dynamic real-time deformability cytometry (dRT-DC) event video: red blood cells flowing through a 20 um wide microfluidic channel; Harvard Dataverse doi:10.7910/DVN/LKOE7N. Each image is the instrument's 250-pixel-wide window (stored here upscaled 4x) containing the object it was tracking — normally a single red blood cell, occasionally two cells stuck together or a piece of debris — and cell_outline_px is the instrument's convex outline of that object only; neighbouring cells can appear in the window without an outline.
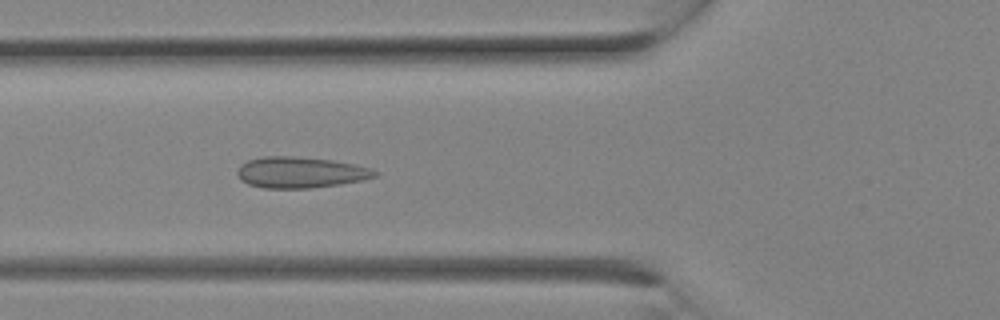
{"species": "Egyptian fruit bat (a non-hibernating species)", "species_latin": "Rousettus aegyptiacus", "temperature_condition": "room temperature", "stored_images_in_passage": 9, "camera_frame_rate_fps": 3000, "um_per_image_px": 0.085, "animal": {"sex": "female"}, "frame": {"image": 1, "passage_image": 9, "time_ms": 2.667, "image_size_px": [1000, 320], "cell_outline_px": [[380, 172], [376, 176], [364, 180], [340, 184], [308, 188], [264, 188], [248, 184], [240, 180], [236, 172], [240, 164], [248, 160], [264, 156], [292, 156], [332, 160], [356, 164], [372, 168]], "centroid_in_image_um": [25.55, 14.65], "position_along_channel_um": 100.3, "area_um2": 25.09}}